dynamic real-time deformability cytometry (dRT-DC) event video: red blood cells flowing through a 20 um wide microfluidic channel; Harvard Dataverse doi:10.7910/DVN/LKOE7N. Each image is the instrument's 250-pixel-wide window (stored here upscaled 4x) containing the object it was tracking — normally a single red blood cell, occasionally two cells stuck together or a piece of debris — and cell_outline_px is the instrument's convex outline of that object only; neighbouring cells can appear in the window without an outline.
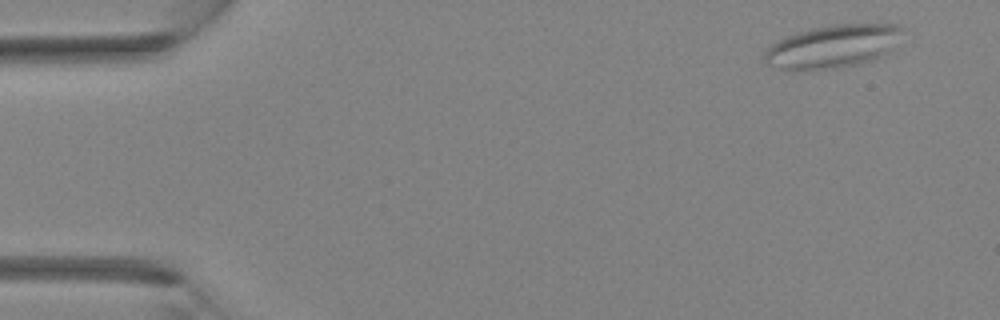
{"species": "Egyptian fruit bat (a non-hibernating species)", "species_latin": "Rousettus aegyptiacus", "temperature_condition": "room temperature", "stored_images_in_passage": 3, "camera_frame_rate_fps": 3000, "um_per_image_px": 0.085, "animal": {"sex": "female"}, "frame": {"image": 1, "passage_image": 1, "time_ms": 0.0, "image_size_px": [1000, 320], "cell_outline_px": [[904, 28], [888, 52], [872, 60], [840, 68], [816, 72], [796, 72], [764, 64], [764, 52], [772, 44], [788, 36], [812, 28], [836, 24], [900, 24]], "centroid_in_image_um": [70.73, 3.99], "position_along_channel_um": 14.3, "area_um2": 34.85}}